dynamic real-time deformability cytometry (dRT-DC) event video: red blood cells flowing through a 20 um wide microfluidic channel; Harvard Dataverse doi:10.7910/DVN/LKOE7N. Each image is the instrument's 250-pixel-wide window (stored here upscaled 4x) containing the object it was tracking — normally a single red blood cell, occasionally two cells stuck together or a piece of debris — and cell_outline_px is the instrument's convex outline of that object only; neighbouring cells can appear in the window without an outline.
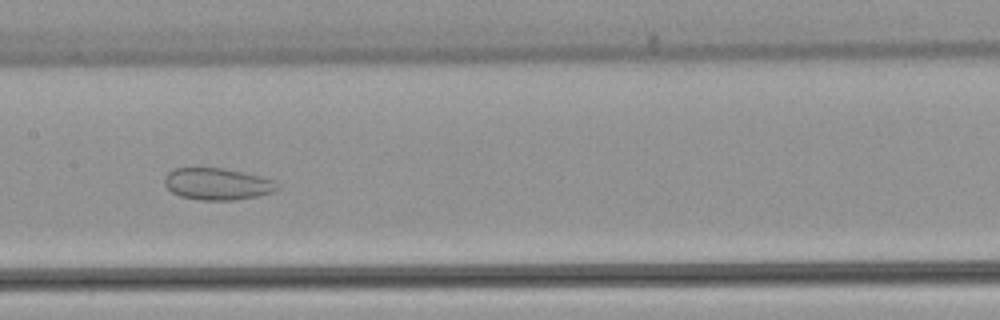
{"species": "common noctule bat (a hibernating species)", "species_latin": "Nyctalus noctula", "temperature_condition": "warm", "stored_images_in_passage": 53, "camera_frame_rate_fps": 3000, "um_per_image_px": 0.085, "animal": {"sex": "female", "body_mass_g": 22.7, "forearm_length_mm": 54.2}, "frame": {"image": 1, "passage_image": 27, "time_ms": 8.667, "image_size_px": [1000, 320], "cell_outline_px": [[280, 188], [256, 196], [232, 200], [200, 200], [180, 196], [172, 192], [164, 184], [164, 176], [168, 172], [176, 168], [224, 168], [260, 176], [276, 180]], "centroid_in_image_um": [18.45, 15.63], "position_along_channel_um": 188.9, "area_um2": 20.81}}
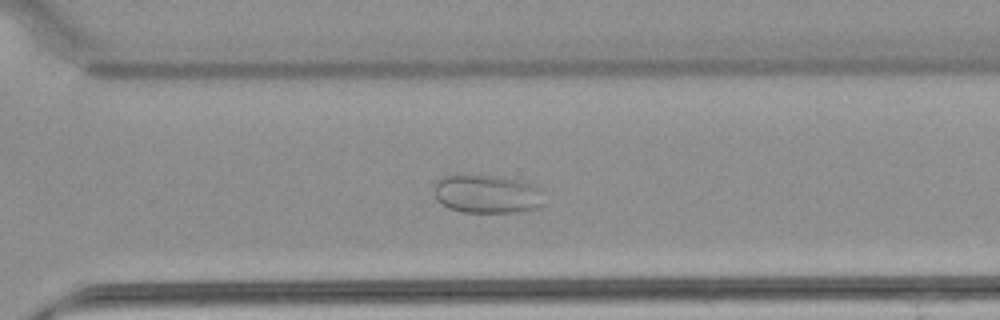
{"frame": {"image": 2, "passage_image": 38, "time_ms": 12.333, "image_size_px": [1000, 320], "cell_outline_px": [[544, 204], [536, 208], [516, 212], [460, 212], [448, 208], [436, 196], [432, 184], [436, 180], [444, 176], [456, 172], [500, 176], [536, 184], [544, 188]], "centroid_in_image_um": [41.42, 16.44], "position_along_channel_um": 329.2, "area_um2": 25.72}}
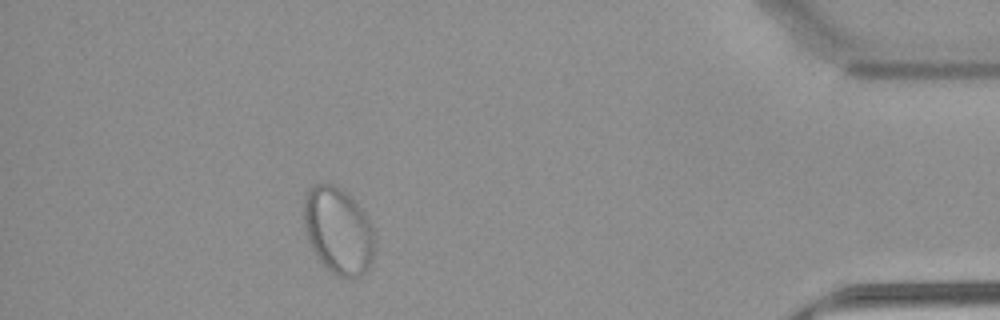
{"frame": {"image": 3, "passage_image": 48, "time_ms": 15.667, "image_size_px": [1000, 320], "cell_outline_px": [[372, 264], [356, 280], [344, 280], [336, 276], [320, 260], [308, 236], [304, 220], [304, 196], [308, 188], [316, 184], [332, 184], [340, 188], [368, 216], [372, 224]], "centroid_in_image_um": [28.76, 19.64], "position_along_channel_um": 406.4, "area_um2": 35.32}}